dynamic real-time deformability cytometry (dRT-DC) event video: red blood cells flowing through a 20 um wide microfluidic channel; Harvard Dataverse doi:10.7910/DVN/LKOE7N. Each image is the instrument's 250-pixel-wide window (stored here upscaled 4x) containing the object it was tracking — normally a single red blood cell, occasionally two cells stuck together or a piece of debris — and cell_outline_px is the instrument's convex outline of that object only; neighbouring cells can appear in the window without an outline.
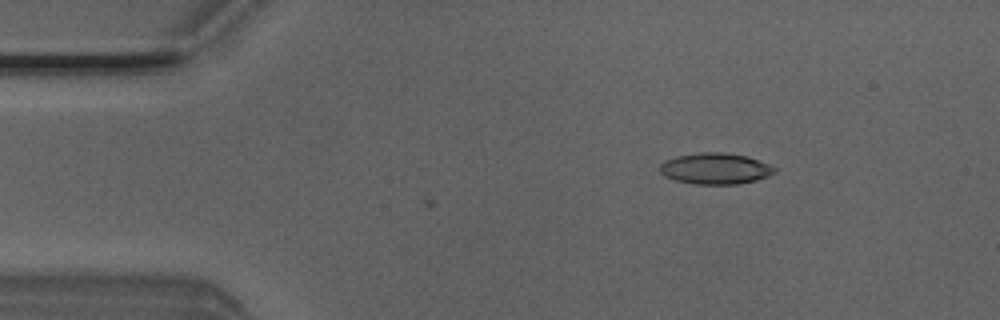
{"species": "Egyptian fruit bat (a non-hibernating species)", "species_latin": "Rousettus aegyptiacus", "temperature_condition": "room temperature", "stored_images_in_passage": 2, "camera_frame_rate_fps": 3000, "um_per_image_px": 0.085, "animal": {"sex": "male"}, "frame": {"image": 1, "passage_image": 2, "time_ms": 0.333, "image_size_px": [1000, 320], "cell_outline_px": [[776, 172], [768, 176], [756, 180], [736, 184], [692, 184], [676, 180], [664, 176], [660, 172], [660, 164], [664, 160], [676, 156], [700, 152], [720, 152], [748, 156], [768, 164], [776, 168]], "centroid_in_image_um": [60.78, 14.33], "position_along_channel_um": 24.2, "area_um2": 20.87}}